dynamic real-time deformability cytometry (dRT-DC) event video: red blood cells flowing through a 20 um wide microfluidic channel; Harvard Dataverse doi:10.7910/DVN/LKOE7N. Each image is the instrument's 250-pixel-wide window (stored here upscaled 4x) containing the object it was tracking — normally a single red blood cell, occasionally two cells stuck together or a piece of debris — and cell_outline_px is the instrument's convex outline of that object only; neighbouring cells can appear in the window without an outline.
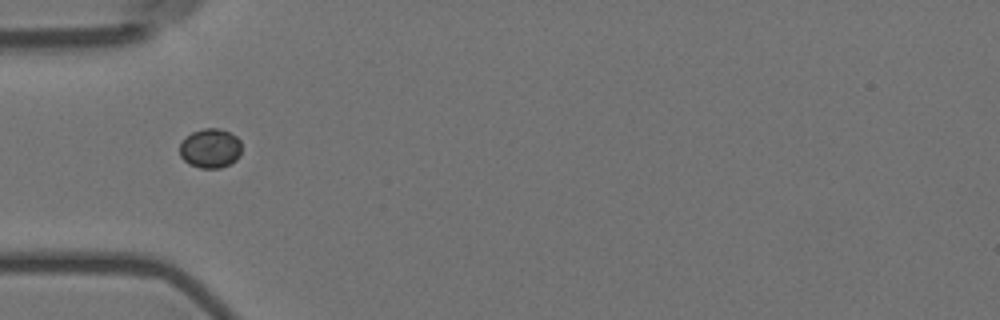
{"species": "Egyptian fruit bat (a non-hibernating species)", "species_latin": "Rousettus aegyptiacus", "temperature_condition": "room temperature", "stored_images_in_passage": 26, "camera_frame_rate_fps": 3000, "um_per_image_px": 0.085, "animal": {"sex": "female"}, "frame": {"image": 1, "passage_image": 1, "time_ms": 0.0, "image_size_px": [1000, 320], "cell_outline_px": [[240, 156], [236, 160], [220, 168], [200, 168], [188, 164], [180, 156], [180, 144], [192, 132], [204, 128], [216, 128], [228, 132], [236, 136], [240, 140]], "centroid_in_image_um": [17.87, 12.62], "position_along_channel_um": 67.1, "area_um2": 14.1}}
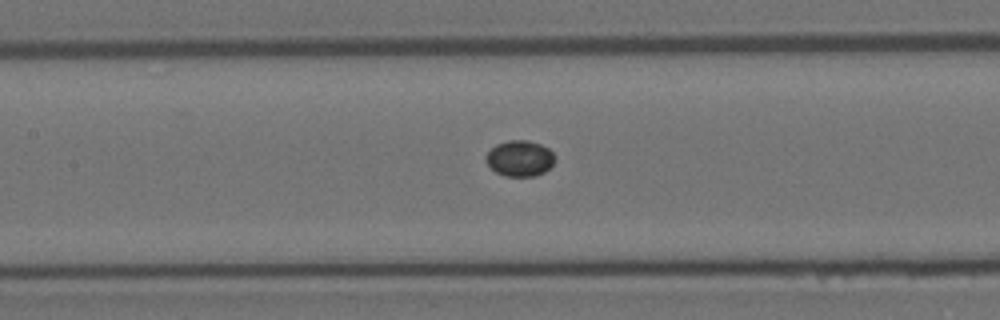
{"frame": {"image": 2, "passage_image": 9, "time_ms": 2.667, "image_size_px": [1000, 320], "cell_outline_px": [[556, 160], [544, 172], [536, 176], [504, 176], [496, 172], [488, 164], [484, 156], [496, 144], [508, 140], [528, 140], [540, 144], [548, 148], [556, 156]], "centroid_in_image_um": [44.19, 13.46], "position_along_channel_um": 163.2, "area_um2": 14.45}}
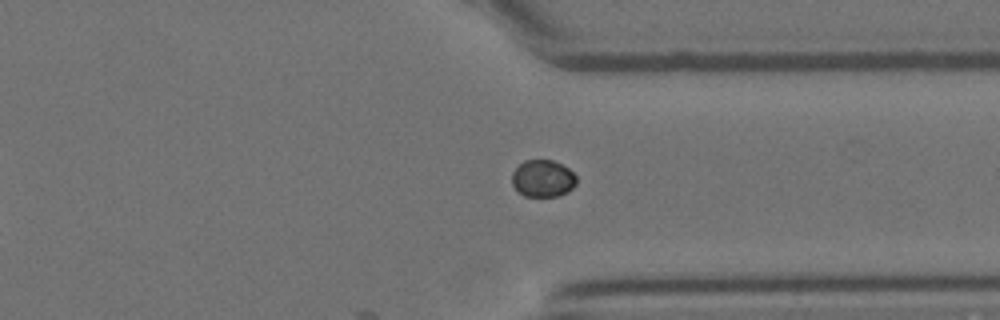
{"frame": {"image": 3, "passage_image": 26, "time_ms": 8.333, "image_size_px": [1000, 320], "cell_outline_px": [[576, 184], [568, 192], [560, 196], [524, 196], [512, 184], [512, 172], [524, 160], [552, 160], [568, 168], [576, 176]], "centroid_in_image_um": [46.15, 15.17], "position_along_channel_um": 365.3, "area_um2": 13.87}}